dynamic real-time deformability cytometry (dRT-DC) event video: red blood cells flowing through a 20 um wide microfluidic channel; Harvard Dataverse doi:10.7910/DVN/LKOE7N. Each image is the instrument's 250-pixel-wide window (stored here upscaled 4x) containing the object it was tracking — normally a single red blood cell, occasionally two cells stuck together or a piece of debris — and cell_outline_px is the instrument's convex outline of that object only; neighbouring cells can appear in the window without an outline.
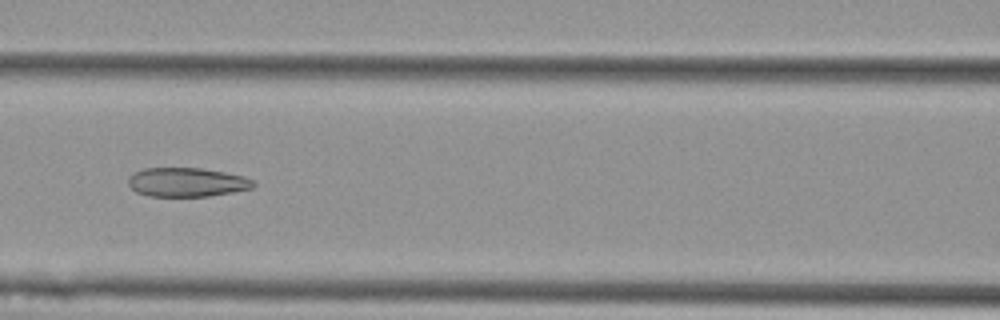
{"species": "Egyptian fruit bat (a non-hibernating species)", "species_latin": "Rousettus aegyptiacus", "temperature_condition": "cold", "stored_images_in_passage": 8, "camera_frame_rate_fps": 3000, "um_per_image_px": 0.085, "animal": {"sex": "female"}, "frame": {"image": 1, "passage_image": 7, "time_ms": 2.0, "image_size_px": [1000, 320], "cell_outline_px": [[256, 184], [252, 188], [232, 192], [208, 196], [148, 196], [136, 192], [128, 184], [128, 176], [144, 168], [200, 168], [224, 172], [244, 176], [252, 180]], "centroid_in_image_um": [15.87, 15.49], "position_along_channel_um": 150.7, "area_um2": 21.1}}
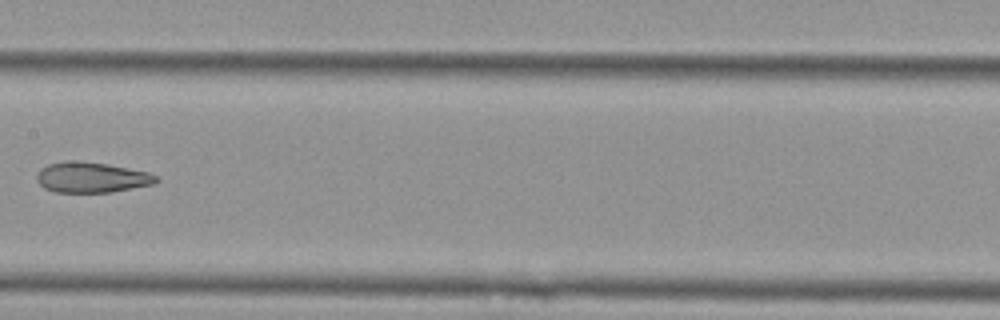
{"frame": {"image": 2, "passage_image": 8, "time_ms": 2.333, "image_size_px": [1000, 320], "cell_outline_px": [[160, 180], [152, 184], [112, 192], [56, 192], [44, 188], [36, 180], [36, 176], [40, 168], [48, 164], [64, 160], [80, 160], [108, 164], [148, 172], [156, 176]], "centroid_in_image_um": [7.74, 15.06], "position_along_channel_um": 199.7, "area_um2": 21.33}}